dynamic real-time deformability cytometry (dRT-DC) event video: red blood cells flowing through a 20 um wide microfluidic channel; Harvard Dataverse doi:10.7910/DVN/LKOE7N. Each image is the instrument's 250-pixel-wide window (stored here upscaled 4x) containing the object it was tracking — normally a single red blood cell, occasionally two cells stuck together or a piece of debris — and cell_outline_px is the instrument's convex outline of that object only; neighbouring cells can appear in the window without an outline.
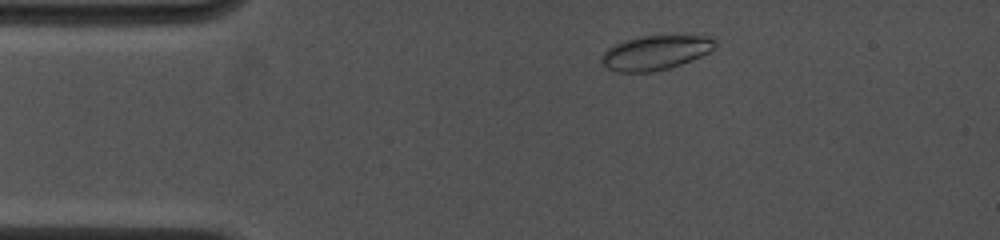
{"species": "common noctule bat (a hibernating species)", "species_latin": "Nyctalus noctula", "temperature_condition": "cold", "stored_images_in_passage": 7, "camera_frame_rate_fps": 4500, "um_per_image_px": 0.085, "animal": {"sex": "female", "body_mass_g": 19.0, "forearm_length_mm": 53.3}, "frame": {"image": 1, "passage_image": 3, "time_ms": 1.333, "image_size_px": [1000, 240], "cell_outline_px": [[716, 48], [692, 60], [668, 68], [652, 72], [616, 72], [608, 68], [600, 60], [600, 56], [608, 48], [624, 40], [640, 36], [708, 36], [716, 40]], "centroid_in_image_um": [55.7, 4.48], "position_along_channel_um": 29.3, "area_um2": 22.66}}
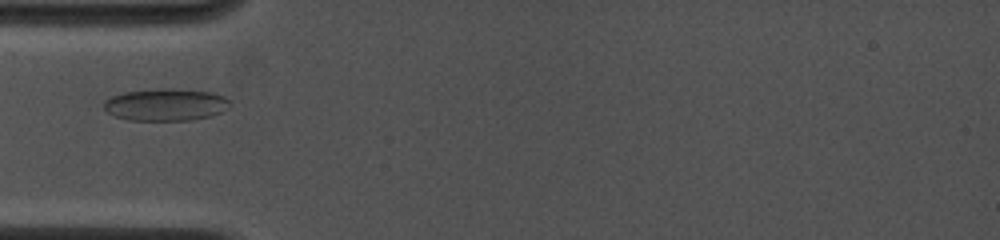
{"frame": {"image": 2, "passage_image": 6, "time_ms": 3.556, "image_size_px": [1000, 240], "cell_outline_px": [[232, 104], [228, 108], [212, 116], [192, 120], [128, 120], [112, 116], [104, 108], [104, 100], [112, 96], [124, 92], [164, 88], [172, 88], [212, 92], [224, 96]], "centroid_in_image_um": [14.09, 8.9], "position_along_channel_um": 70.9, "area_um2": 23.81}}